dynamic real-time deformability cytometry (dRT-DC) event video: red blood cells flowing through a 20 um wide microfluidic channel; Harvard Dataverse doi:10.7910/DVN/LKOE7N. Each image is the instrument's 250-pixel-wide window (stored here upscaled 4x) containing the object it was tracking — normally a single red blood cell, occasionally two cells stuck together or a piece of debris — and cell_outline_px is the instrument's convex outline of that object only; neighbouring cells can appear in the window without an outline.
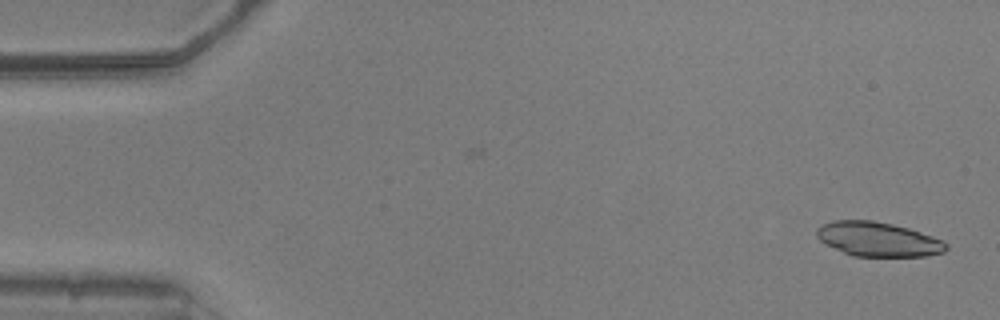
{"species": "common noctule bat (a hibernating species)", "species_latin": "Nyctalus noctula", "temperature_condition": "warm", "stored_images_in_passage": 51, "camera_frame_rate_fps": 3000, "um_per_image_px": 0.085, "animal": {"sex": "male", "body_mass_g": 20.5, "forearm_length_mm": 52.5}, "frame": {"image": 1, "passage_image": 1, "time_ms": 0.0, "image_size_px": [1000, 320], "cell_outline_px": [[948, 248], [944, 252], [928, 256], [852, 256], [824, 244], [816, 236], [816, 228], [832, 220], [872, 220], [892, 224], [908, 228], [944, 240], [948, 244]], "centroid_in_image_um": [74.63, 20.34], "position_along_channel_um": 10.4, "area_um2": 26.07}}
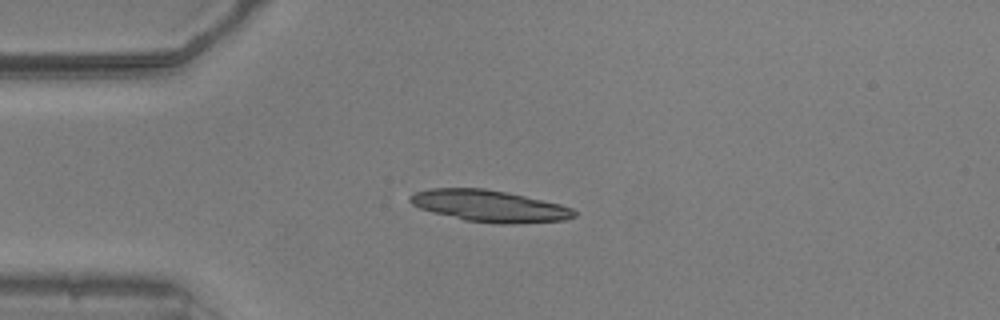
{"frame": {"image": 2, "passage_image": 12, "time_ms": 3.667, "image_size_px": [1000, 320], "cell_outline_px": [[576, 216], [564, 220], [516, 224], [500, 224], [464, 220], [432, 212], [420, 208], [412, 204], [408, 200], [408, 196], [416, 192], [432, 188], [484, 188], [524, 196], [560, 204], [572, 208], [576, 212]], "centroid_in_image_um": [41.59, 17.51], "position_along_channel_um": 43.4, "area_um2": 30.17}}